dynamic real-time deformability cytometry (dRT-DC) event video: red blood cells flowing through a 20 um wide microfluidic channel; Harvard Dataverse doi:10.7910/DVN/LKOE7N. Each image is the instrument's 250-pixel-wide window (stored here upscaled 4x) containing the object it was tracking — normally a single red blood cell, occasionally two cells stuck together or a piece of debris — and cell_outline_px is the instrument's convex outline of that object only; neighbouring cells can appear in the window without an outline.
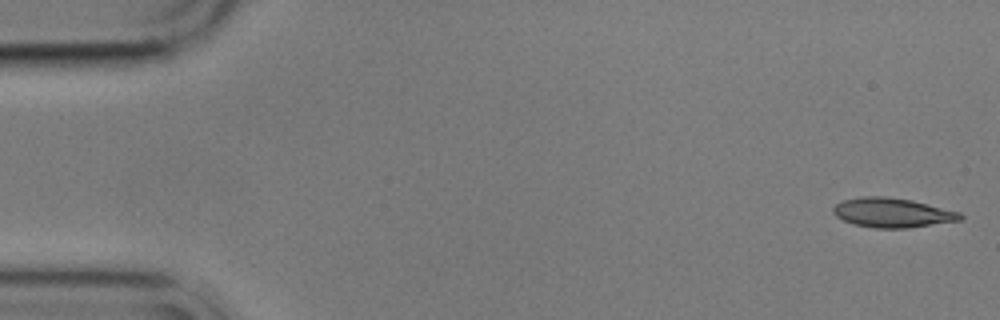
{"species": "common noctule bat (a hibernating species)", "species_latin": "Nyctalus noctula", "temperature_condition": "cold", "stored_images_in_passage": 14, "camera_frame_rate_fps": 3000, "um_per_image_px": 0.085, "animal": {"sex": "male", "body_mass_g": 17.9}, "frame": {"image": 1, "passage_image": 1, "time_ms": 0.0, "image_size_px": [1000, 320], "cell_outline_px": [[964, 216], [960, 220], [908, 228], [876, 228], [852, 224], [836, 216], [832, 212], [832, 208], [836, 204], [844, 200], [860, 196], [884, 196], [912, 200], [960, 212]], "centroid_in_image_um": [75.83, 18.07], "position_along_channel_um": 9.2, "area_um2": 21.79}}
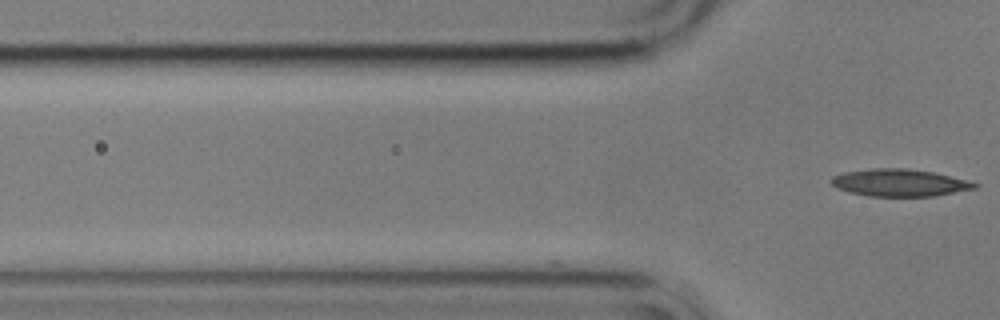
{"frame": {"image": 2, "passage_image": 14, "time_ms": 4.333, "image_size_px": [1000, 320], "cell_outline_px": [[980, 184], [976, 188], [932, 196], [868, 196], [848, 192], [836, 188], [832, 184], [832, 176], [844, 172], [868, 168], [904, 168], [932, 172], [968, 180]], "centroid_in_image_um": [76.43, 15.53], "position_along_channel_um": 49.4, "area_um2": 22.72}}